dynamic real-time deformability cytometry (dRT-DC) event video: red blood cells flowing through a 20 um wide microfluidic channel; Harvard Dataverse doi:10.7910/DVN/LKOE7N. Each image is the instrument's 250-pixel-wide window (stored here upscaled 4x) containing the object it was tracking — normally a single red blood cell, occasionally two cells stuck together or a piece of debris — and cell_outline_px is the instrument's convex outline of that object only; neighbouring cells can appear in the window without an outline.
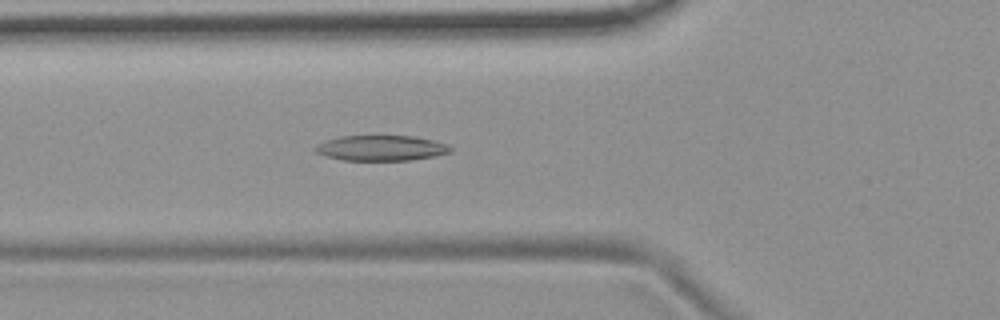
{"species": "common noctule bat (a hibernating species)", "species_latin": "Nyctalus noctula", "temperature_condition": "room temperature", "stored_images_in_passage": 55, "camera_frame_rate_fps": 3000, "um_per_image_px": 0.085, "animal": {"sex": "female", "body_mass_g": 19.9}, "frame": {"image": 1, "passage_image": 20, "time_ms": 6.333, "image_size_px": [1000, 320], "cell_outline_px": [[452, 152], [436, 156], [408, 160], [344, 160], [328, 156], [316, 152], [312, 148], [316, 144], [324, 140], [340, 136], [412, 136], [432, 140], [448, 144], [452, 148]], "centroid_in_image_um": [32.39, 12.58], "position_along_channel_um": 93.4, "area_um2": 20.0}}
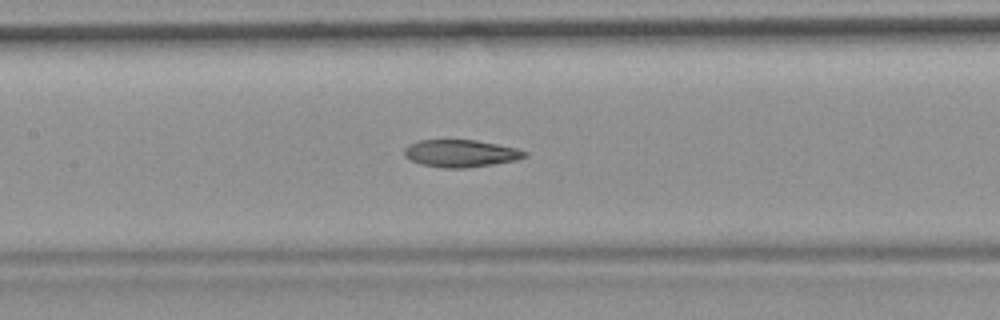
{"frame": {"image": 2, "passage_image": 26, "time_ms": 8.333, "image_size_px": [1000, 320], "cell_outline_px": [[528, 156], [516, 160], [492, 164], [464, 168], [444, 168], [420, 164], [404, 156], [404, 148], [408, 144], [420, 140], [476, 140], [516, 148], [528, 152]], "centroid_in_image_um": [39.15, 13.03], "position_along_channel_um": 168.3, "area_um2": 19.13}}
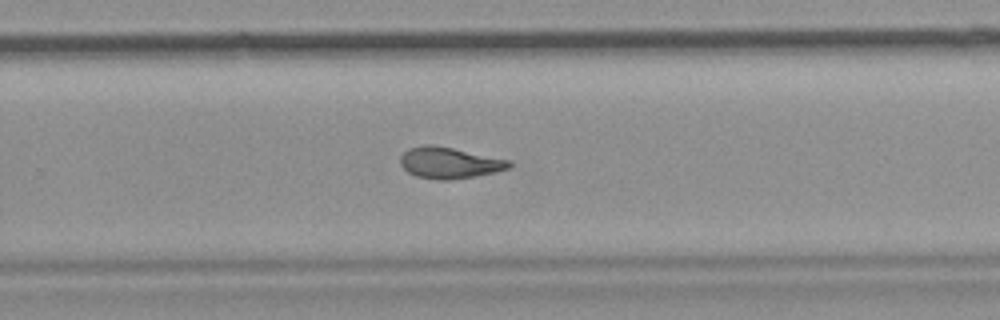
{"frame": {"image": 3, "passage_image": 36, "time_ms": 11.667, "image_size_px": [1000, 320], "cell_outline_px": [[512, 164], [508, 168], [496, 172], [448, 180], [440, 180], [416, 176], [408, 172], [400, 164], [400, 156], [408, 148], [424, 144], [432, 144], [512, 160]], "centroid_in_image_um": [38.18, 13.82], "position_along_channel_um": 291.6, "area_um2": 19.77}, "authors_computed_cell_mechanics": {"area_um2": 20.1722, "velocity_mm_per_s": 3.7124, "shape_relaxation_time_tau1_ms": 10.3917, "shape_relaxation_time_tau2_ms": 3.0981, "deformation_change_tau1": 0.2506, "deformation_change_tau2": 0.1061}}